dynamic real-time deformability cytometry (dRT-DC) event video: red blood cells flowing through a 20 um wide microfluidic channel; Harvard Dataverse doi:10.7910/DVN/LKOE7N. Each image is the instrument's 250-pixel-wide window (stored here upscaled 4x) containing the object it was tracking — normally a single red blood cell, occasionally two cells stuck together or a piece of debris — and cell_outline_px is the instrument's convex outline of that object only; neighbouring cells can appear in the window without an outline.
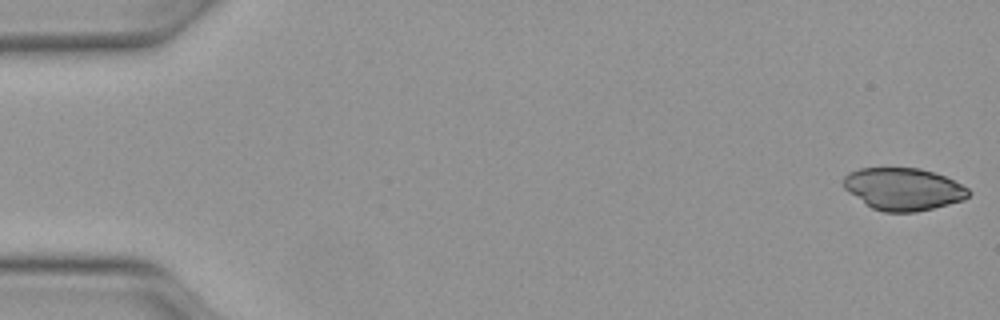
{"species": "Egyptian fruit bat (a non-hibernating species)", "species_latin": "Rousettus aegyptiacus", "temperature_condition": "warm", "stored_images_in_passage": 6, "camera_frame_rate_fps": 3000, "um_per_image_px": 0.085, "animal": {"sex": "female"}, "frame": {"image": 1, "passage_image": 1, "time_ms": 0.0, "image_size_px": [1000, 320], "cell_outline_px": [[972, 192], [964, 200], [916, 212], [884, 212], [872, 208], [848, 192], [844, 188], [844, 176], [848, 172], [860, 168], [920, 168], [944, 176], [968, 188]], "centroid_in_image_um": [76.77, 16.07], "position_along_channel_um": 8.2, "area_um2": 30.69}}